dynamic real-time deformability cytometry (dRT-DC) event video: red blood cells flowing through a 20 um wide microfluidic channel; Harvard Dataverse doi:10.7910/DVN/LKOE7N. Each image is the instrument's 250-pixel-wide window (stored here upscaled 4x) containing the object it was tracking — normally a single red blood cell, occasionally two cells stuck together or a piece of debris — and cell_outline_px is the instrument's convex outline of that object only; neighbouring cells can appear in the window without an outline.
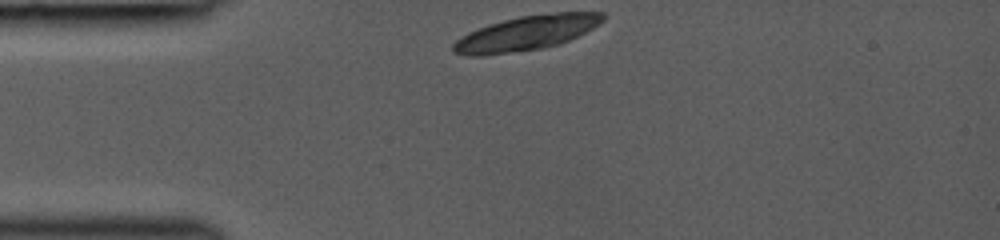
{"species": "common noctule bat (a hibernating species)", "species_latin": "Nyctalus noctula", "temperature_condition": "room temperature", "stored_images_in_passage": 3, "camera_frame_rate_fps": 3000, "um_per_image_px": 0.085, "animal": {"sex": "female", "body_mass_g": 19.0, "forearm_length_mm": 53.3}, "frame": {"image": 1, "passage_image": 1, "time_ms": 0.0, "image_size_px": [1000, 240], "cell_outline_px": [[604, 20], [592, 28], [560, 44], [544, 48], [484, 56], [468, 56], [452, 52], [452, 44], [460, 36], [468, 32], [504, 20], [520, 16], [556, 12], [604, 12]], "centroid_in_image_um": [44.71, 2.82], "position_along_channel_um": 40.3, "area_um2": 30.06}}